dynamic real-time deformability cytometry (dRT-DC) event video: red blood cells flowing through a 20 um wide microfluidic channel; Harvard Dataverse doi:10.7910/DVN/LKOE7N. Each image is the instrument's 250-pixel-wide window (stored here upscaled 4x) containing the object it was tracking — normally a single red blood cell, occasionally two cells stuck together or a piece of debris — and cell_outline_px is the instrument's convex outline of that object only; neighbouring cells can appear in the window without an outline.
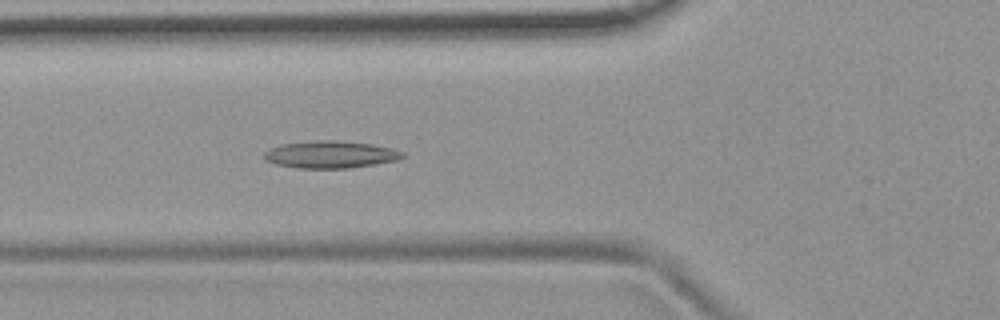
{"species": "common noctule bat (a hibernating species)", "species_latin": "Nyctalus noctula", "temperature_condition": "room temperature", "stored_images_in_passage": 51, "camera_frame_rate_fps": 3000, "um_per_image_px": 0.085, "animal": {"sex": "female", "body_mass_g": 19.9}, "frame": {"image": 1, "passage_image": 17, "time_ms": 5.333, "image_size_px": [1000, 320], "cell_outline_px": [[408, 156], [396, 160], [376, 164], [348, 168], [296, 168], [276, 164], [264, 160], [264, 152], [280, 144], [312, 140], [332, 140], [372, 144], [392, 148], [404, 152]], "centroid_in_image_um": [28.1, 13.13], "position_along_channel_um": 97.7, "area_um2": 22.08}}
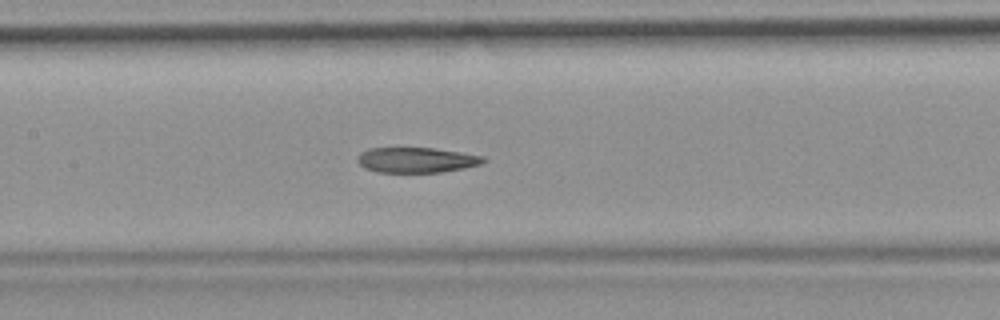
{"frame": {"image": 2, "passage_image": 23, "time_ms": 7.333, "image_size_px": [1000, 320], "cell_outline_px": [[484, 164], [444, 172], [376, 172], [364, 168], [356, 160], [356, 156], [360, 152], [368, 148], [432, 148], [460, 152], [484, 156]], "centroid_in_image_um": [35.37, 13.6], "position_along_channel_um": 172.0, "area_um2": 18.67}}
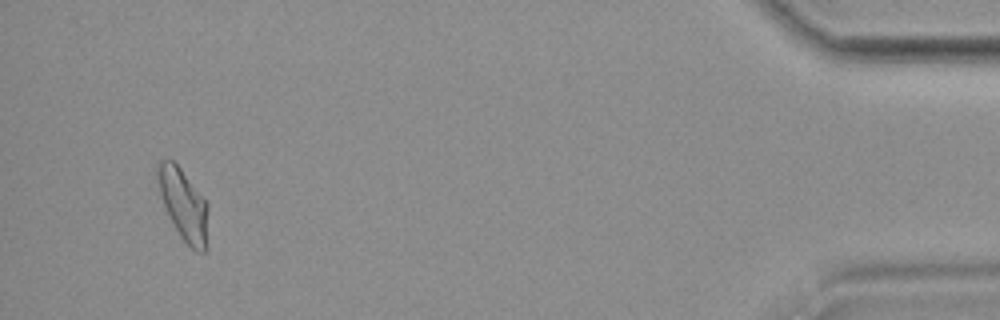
{"frame": {"image": 3, "passage_image": 49, "time_ms": 16.0, "image_size_px": [1000, 320], "cell_outline_px": [[208, 212], [204, 252], [196, 252], [180, 236], [160, 196], [156, 180], [156, 164], [160, 160], [172, 160], [180, 168], [208, 204]], "centroid_in_image_um": [15.56, 17.33], "position_along_channel_um": 419.6, "area_um2": 20.46}, "authors_computed_cell_mechanics": {"area_um2": 20.4034, "velocity_mm_per_s": 3.701, "shape_relaxation_time_tau1_ms": null, "shape_relaxation_time_tau2_ms": 3.4598, "deformation_change_tau1": null, "deformation_change_tau2": 0.1105}}